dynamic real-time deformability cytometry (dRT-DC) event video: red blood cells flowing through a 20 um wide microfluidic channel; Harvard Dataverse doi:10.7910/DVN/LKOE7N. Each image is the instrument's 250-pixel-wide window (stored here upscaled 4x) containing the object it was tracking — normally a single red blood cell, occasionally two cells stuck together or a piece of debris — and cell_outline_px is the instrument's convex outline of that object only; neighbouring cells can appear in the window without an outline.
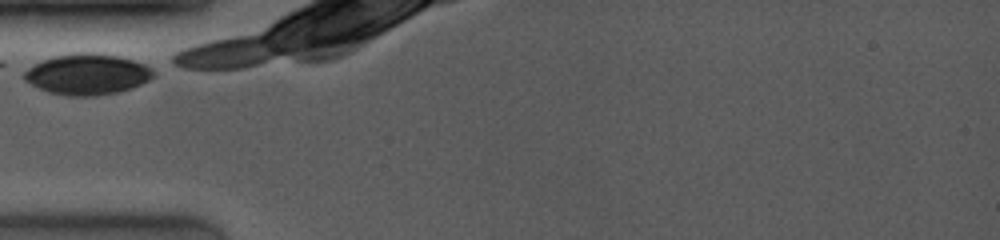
{"species": "common noctule bat (a hibernating species)", "species_latin": "Nyctalus noctula", "temperature_condition": "room temperature", "stored_images_in_passage": 5, "camera_frame_rate_fps": 4000, "um_per_image_px": 0.085, "animal": {"sex": "female", "body_mass_g": 19.0, "forearm_length_mm": 53.3}, "frame": {"image": 1, "passage_image": 1, "time_ms": 0.0, "image_size_px": [1000, 240], "cell_outline_px": [[156, 76], [132, 88], [120, 92], [96, 96], [68, 96], [48, 92], [24, 80], [20, 76], [20, 72], [44, 60], [56, 56], [80, 52], [84, 52], [116, 56], [132, 60], [144, 64], [152, 68], [156, 72]], "centroid_in_image_um": [7.42, 6.33], "position_along_channel_um": 77.6, "area_um2": 30.75}}